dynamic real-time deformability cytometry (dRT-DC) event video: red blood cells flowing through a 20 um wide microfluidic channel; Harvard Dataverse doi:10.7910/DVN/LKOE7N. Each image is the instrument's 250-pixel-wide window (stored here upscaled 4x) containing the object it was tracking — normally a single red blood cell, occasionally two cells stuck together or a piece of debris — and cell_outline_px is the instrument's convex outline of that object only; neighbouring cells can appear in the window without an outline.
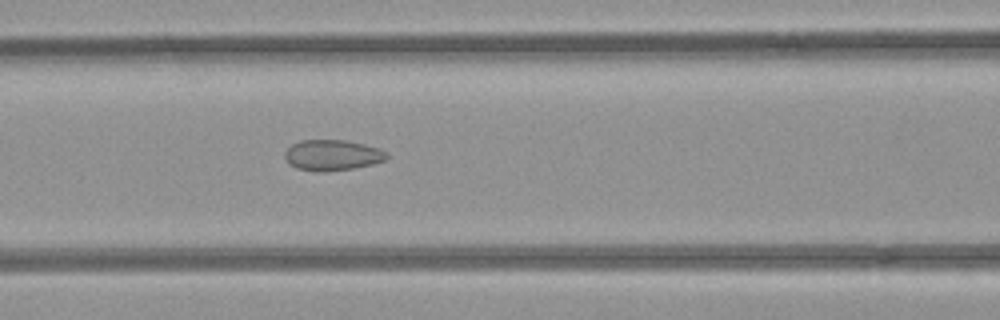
{"species": "common noctule bat (a hibernating species)", "species_latin": "Nyctalus noctula", "temperature_condition": "room temperature", "stored_images_in_passage": 40, "camera_frame_rate_fps": 3000, "um_per_image_px": 0.085, "animal": {"sex": "female", "body_mass_g": 21.9}, "frame": {"image": 1, "passage_image": 10, "time_ms": 3.0, "image_size_px": [1000, 320], "cell_outline_px": [[388, 156], [384, 160], [372, 164], [352, 168], [324, 172], [316, 172], [296, 168], [288, 164], [284, 156], [284, 152], [292, 144], [300, 140], [348, 140], [380, 148], [388, 152]], "centroid_in_image_um": [28.23, 13.18], "position_along_channel_um": 138.4, "area_um2": 18.44}}
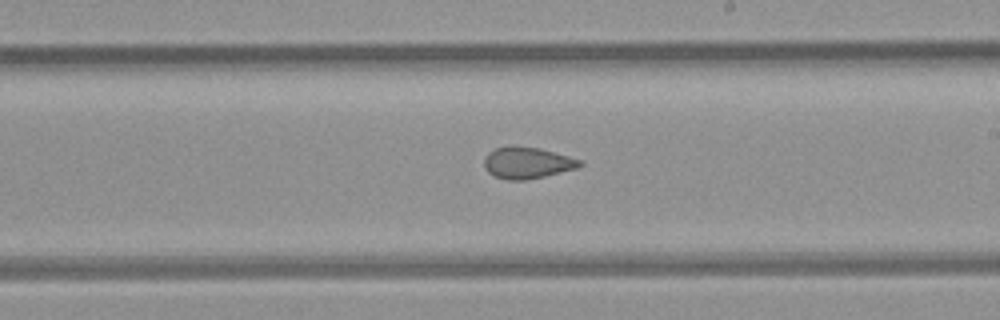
{"frame": {"image": 2, "passage_image": 18, "time_ms": 5.667, "image_size_px": [1000, 320], "cell_outline_px": [[584, 164], [576, 168], [544, 176], [524, 180], [508, 180], [496, 176], [488, 172], [484, 168], [484, 156], [488, 152], [496, 148], [508, 144], [512, 144], [540, 148], [568, 156], [580, 160]], "centroid_in_image_um": [44.76, 13.81], "position_along_channel_um": 244.2, "area_um2": 17.69}}
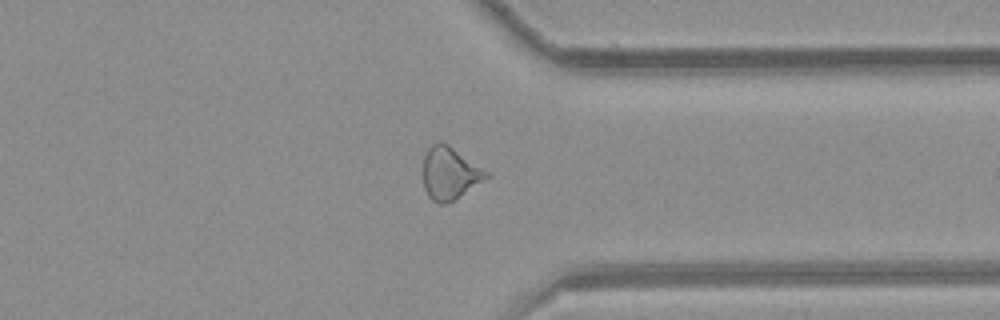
{"frame": {"image": 3, "passage_image": 28, "time_ms": 9.0, "image_size_px": [1000, 320], "cell_outline_px": [[488, 176], [456, 200], [448, 204], [440, 204], [432, 200], [428, 196], [424, 188], [420, 172], [424, 156], [428, 148], [432, 144], [440, 140], [448, 144], [488, 172]], "centroid_in_image_um": [38.14, 14.74], "position_along_channel_um": 373.3, "area_um2": 19.65}, "authors_computed_cell_mechanics": {"area_um2": 18.6116, "velocity_mm_per_s": 3.9717, "shape_relaxation_time_tau1_ms": null, "shape_relaxation_time_tau2_ms": 1.6064, "deformation_change_tau1": null, "deformation_change_tau2": 0.0798}}